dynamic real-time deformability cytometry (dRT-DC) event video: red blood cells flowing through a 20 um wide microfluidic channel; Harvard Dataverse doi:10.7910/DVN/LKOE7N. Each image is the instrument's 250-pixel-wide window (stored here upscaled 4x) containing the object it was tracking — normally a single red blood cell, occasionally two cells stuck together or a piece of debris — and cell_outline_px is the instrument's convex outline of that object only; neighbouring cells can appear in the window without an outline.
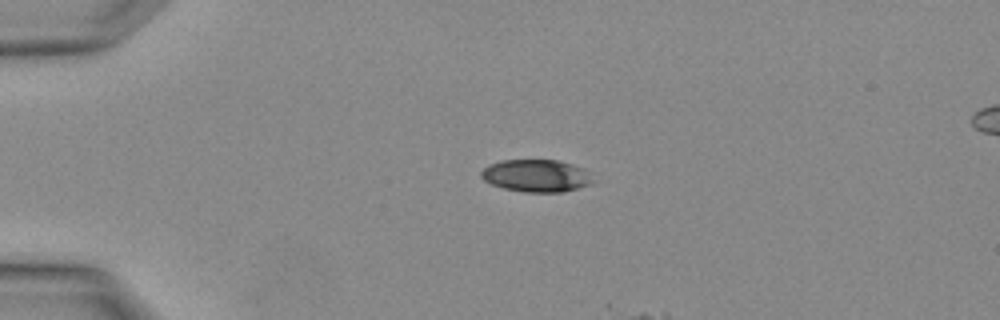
{"species": "Egyptian fruit bat (a non-hibernating species)", "species_latin": "Rousettus aegyptiacus", "temperature_condition": "warm", "stored_images_in_passage": 3, "camera_frame_rate_fps": 3000, "um_per_image_px": 0.085, "animal": {"sex": "female"}, "frame": {"image": 1, "passage_image": 1, "time_ms": 0.0, "image_size_px": [1000, 320], "cell_outline_px": [[592, 184], [560, 192], [524, 192], [504, 188], [492, 184], [484, 180], [480, 176], [480, 172], [484, 168], [500, 160], [556, 160], [572, 164], [584, 168], [592, 180]], "centroid_in_image_um": [45.56, 14.93], "position_along_channel_um": 39.4, "area_um2": 20.87}}